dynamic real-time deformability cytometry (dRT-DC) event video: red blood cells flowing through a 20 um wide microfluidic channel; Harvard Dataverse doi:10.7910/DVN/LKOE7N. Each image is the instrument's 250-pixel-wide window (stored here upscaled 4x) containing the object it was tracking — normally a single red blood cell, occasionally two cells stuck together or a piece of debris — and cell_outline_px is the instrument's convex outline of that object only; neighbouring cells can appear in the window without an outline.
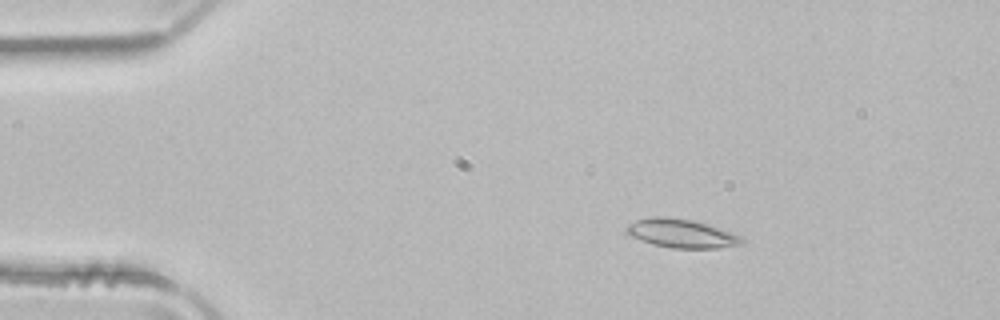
{"species": "common noctule bat (a hibernating species)", "species_latin": "Nyctalus noctula", "temperature_condition": "room temperature", "stored_images_in_passage": 52, "camera_frame_rate_fps": 3000, "um_per_image_px": 0.085, "animal": {"sex": "male", "body_mass_g": 21.5, "forearm_length_mm": 52.0}, "frame": {"image": 1, "passage_image": 9, "time_ms": 2.667, "image_size_px": [1000, 320], "cell_outline_px": [[744, 244], [716, 248], [672, 248], [652, 244], [632, 236], [624, 228], [628, 224], [636, 220], [652, 216], [664, 216], [692, 220], [708, 224], [744, 236]], "centroid_in_image_um": [57.97, 19.84], "position_along_channel_um": 27.0, "area_um2": 19.36}}
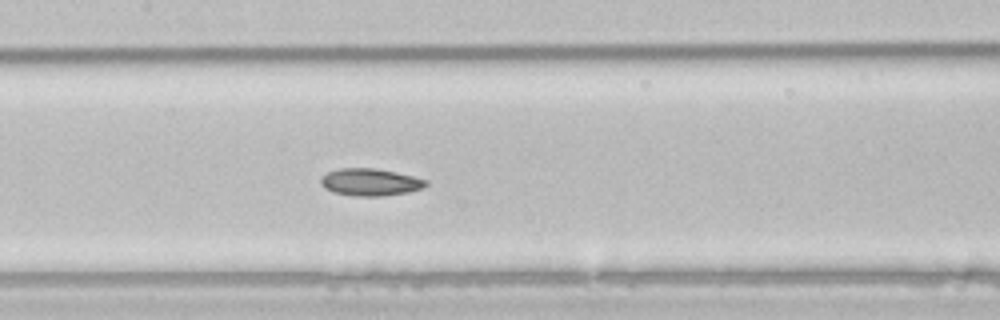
{"frame": {"image": 2, "passage_image": 25, "time_ms": 8.0, "image_size_px": [1000, 320], "cell_outline_px": [[428, 184], [424, 188], [408, 192], [384, 196], [352, 196], [332, 192], [324, 188], [320, 184], [320, 180], [328, 172], [340, 168], [372, 168], [396, 172], [428, 180]], "centroid_in_image_um": [31.48, 15.49], "position_along_channel_um": 175.9, "area_um2": 16.76}}
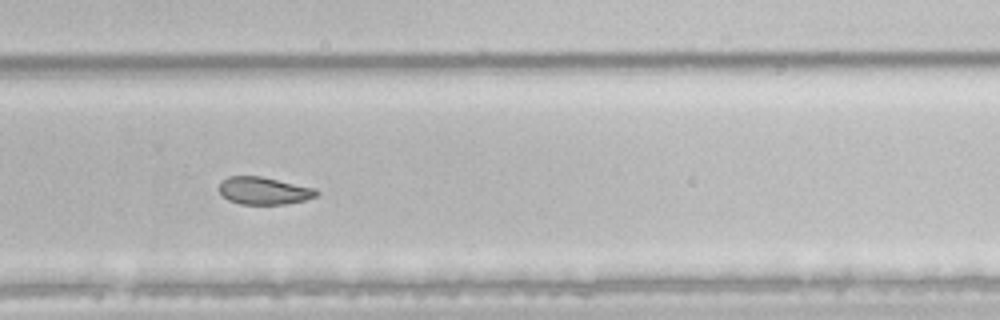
{"frame": {"image": 3, "passage_image": 35, "time_ms": 11.333, "image_size_px": [1000, 320], "cell_outline_px": [[320, 192], [316, 196], [304, 200], [284, 204], [240, 204], [228, 200], [220, 192], [220, 184], [228, 176], [260, 176], [316, 188]], "centroid_in_image_um": [22.46, 16.21], "position_along_channel_um": 307.3, "area_um2": 15.43}, "authors_computed_cell_mechanics": {"area_um2": 18.2359, "velocity_mm_per_s": 3.9712, "shape_relaxation_time_tau1_ms": null, "shape_relaxation_time_tau2_ms": 3.5564, "deformation_change_tau1": null, "deformation_change_tau2": 0.0592}}